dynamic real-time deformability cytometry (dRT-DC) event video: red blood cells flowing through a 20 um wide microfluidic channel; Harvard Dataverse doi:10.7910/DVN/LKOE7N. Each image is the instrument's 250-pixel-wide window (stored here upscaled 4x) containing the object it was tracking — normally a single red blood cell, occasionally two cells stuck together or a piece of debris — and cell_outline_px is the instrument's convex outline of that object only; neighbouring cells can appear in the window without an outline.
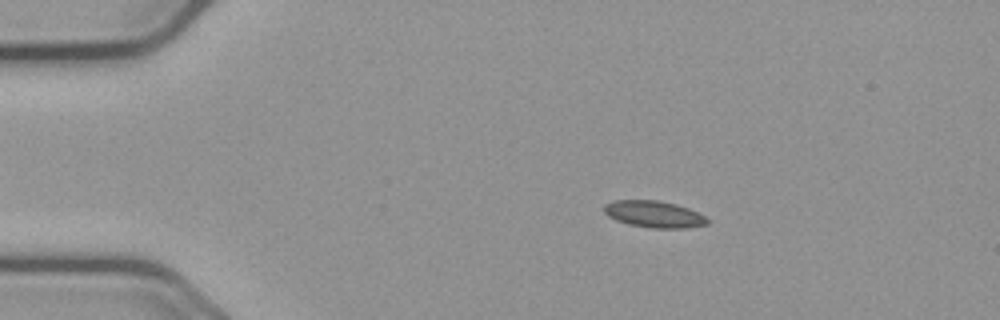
{"species": "common noctule bat (a hibernating species)", "species_latin": "Nyctalus noctula", "temperature_condition": "cold", "stored_images_in_passage": 56, "camera_frame_rate_fps": 3000, "um_per_image_px": 0.085, "animal": {"sex": "male", "body_mass_g": 23.1, "forearm_length_mm": 52.7}, "frame": {"image": 1, "passage_image": 10, "time_ms": 3.0, "image_size_px": [1000, 320], "cell_outline_px": [[708, 224], [684, 228], [652, 228], [628, 224], [616, 220], [608, 216], [604, 212], [604, 204], [616, 200], [656, 200], [676, 204], [688, 208], [704, 216], [708, 220]], "centroid_in_image_um": [55.56, 18.2], "position_along_channel_um": 29.4, "area_um2": 15.95}}
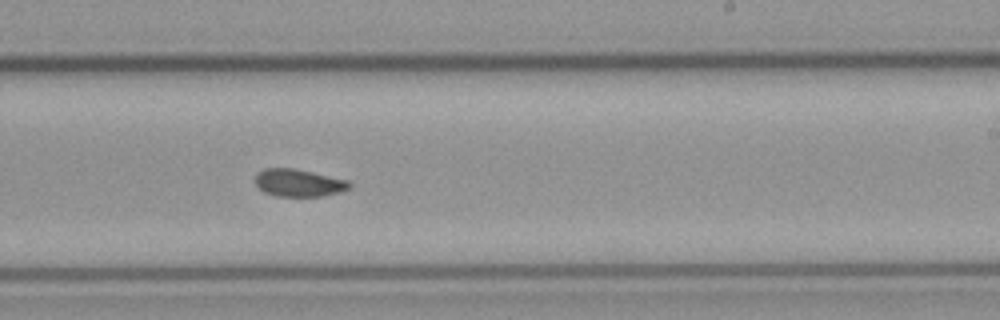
{"frame": {"image": 2, "passage_image": 34, "time_ms": 11.0, "image_size_px": [1000, 320], "cell_outline_px": [[352, 184], [348, 188], [340, 192], [320, 196], [276, 196], [264, 192], [256, 184], [256, 172], [264, 168], [292, 168], [312, 172], [348, 180]], "centroid_in_image_um": [25.37, 15.53], "position_along_channel_um": 263.6, "area_um2": 14.97}}
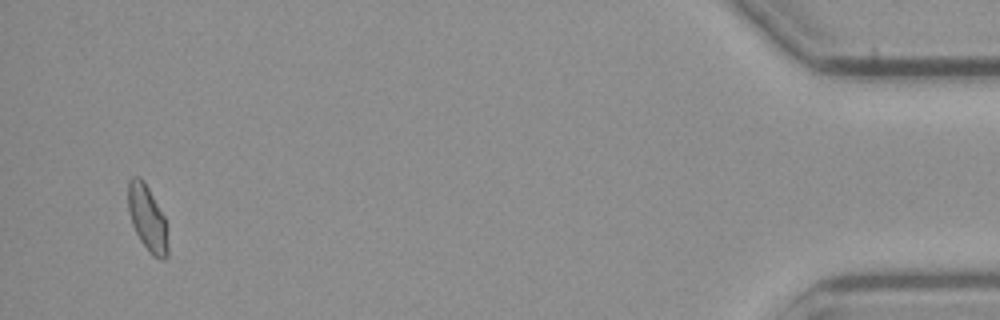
{"frame": {"image": 3, "passage_image": 54, "time_ms": 17.667, "image_size_px": [1000, 320], "cell_outline_px": [[168, 256], [164, 260], [160, 260], [152, 256], [148, 252], [140, 240], [132, 224], [128, 212], [128, 180], [132, 176], [140, 176], [144, 180], [164, 216], [168, 248]], "centroid_in_image_um": [12.51, 18.56], "position_along_channel_um": 422.7, "area_um2": 15.37}, "authors_computed_cell_mechanics": {"area_um2": 15.3748, "velocity_mm_per_s": 3.6626, "shape_relaxation_time_tau1_ms": null, "shape_relaxation_time_tau2_ms": 2.4909, "deformation_change_tau1": null, "deformation_change_tau2": 0.0569}}